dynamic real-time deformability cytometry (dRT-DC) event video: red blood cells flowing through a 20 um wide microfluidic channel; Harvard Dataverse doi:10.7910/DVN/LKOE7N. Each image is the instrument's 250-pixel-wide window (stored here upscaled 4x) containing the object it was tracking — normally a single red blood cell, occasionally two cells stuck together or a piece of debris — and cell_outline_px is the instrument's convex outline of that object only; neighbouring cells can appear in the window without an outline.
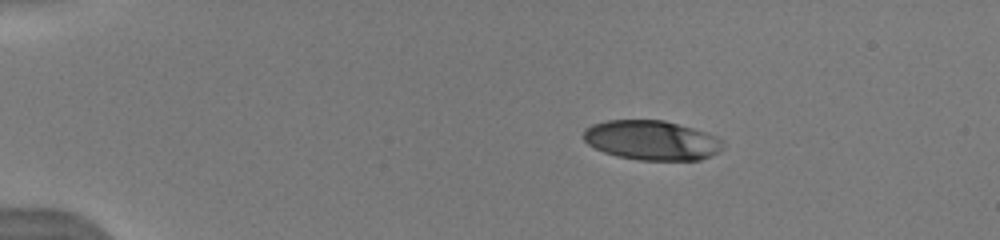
{"species": "human", "species_latin": "Homo sapiens", "temperature_condition": "warm", "stored_images_in_passage": 32, "camera_frame_rate_fps": 3000, "um_per_image_px": 0.085, "donor": {"sex": "male"}, "frame": {"image": 1, "passage_image": 1, "time_ms": 0.0, "image_size_px": [1000, 240], "cell_outline_px": [[724, 148], [720, 152], [700, 160], [640, 160], [616, 156], [604, 152], [588, 144], [584, 140], [584, 128], [592, 124], [608, 120], [664, 120], [692, 128], [716, 136], [724, 140]], "centroid_in_image_um": [55.42, 11.93], "position_along_channel_um": 29.6, "area_um2": 32.31}}
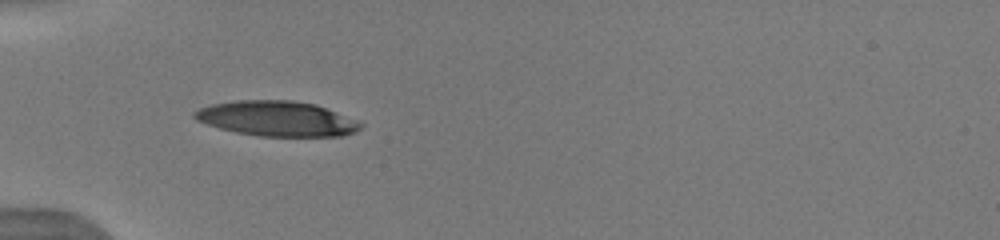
{"frame": {"image": 2, "passage_image": 7, "time_ms": 2.667, "image_size_px": [1000, 240], "cell_outline_px": [[364, 124], [356, 132], [344, 136], [256, 136], [236, 132], [220, 128], [196, 120], [192, 116], [192, 112], [200, 108], [212, 104], [236, 100], [292, 100], [316, 104], [360, 120]], "centroid_in_image_um": [23.58, 10.08], "position_along_channel_um": 61.4, "area_um2": 34.28}, "authors_computed_cell_mechanics": {"area_um2": 35.4603, "velocity_mm_per_s": 3.9977, "shape_relaxation_time_tau1_ms": 5.6015, "shape_relaxation_time_tau2_ms": 1.0617, "deformation_change_tau1": 0.2497, "deformation_change_tau2": 0.0944}}